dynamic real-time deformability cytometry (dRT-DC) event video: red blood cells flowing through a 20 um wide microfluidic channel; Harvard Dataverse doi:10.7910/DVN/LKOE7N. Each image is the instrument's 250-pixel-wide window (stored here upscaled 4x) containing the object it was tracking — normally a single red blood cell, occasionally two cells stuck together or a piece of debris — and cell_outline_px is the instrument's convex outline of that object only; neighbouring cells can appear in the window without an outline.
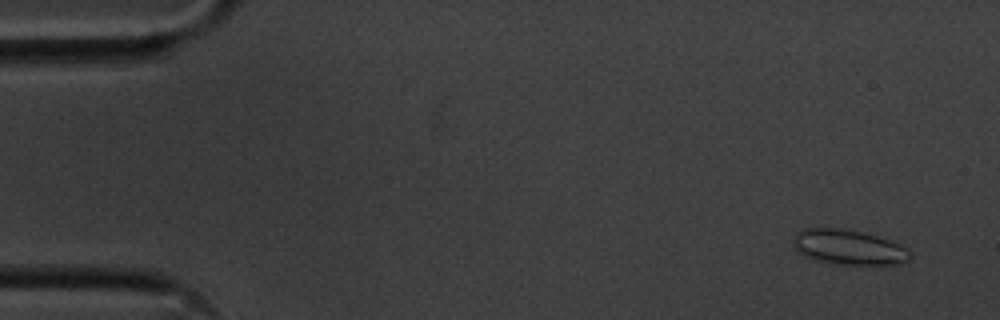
{"species": "common noctule bat (a hibernating species)", "species_latin": "Nyctalus noctula", "temperature_condition": "cold", "stored_images_in_passage": 54, "camera_frame_rate_fps": 3000, "um_per_image_px": 0.085, "animal": {"sex": "male", "body_mass_g": 20.1, "forearm_length_mm": 53.5}, "frame": {"image": 1, "passage_image": 1, "time_ms": 0.0, "image_size_px": [1000, 320], "cell_outline_px": [[912, 256], [908, 260], [900, 264], [836, 264], [816, 260], [804, 256], [792, 244], [792, 240], [796, 232], [804, 228], [840, 228], [860, 232], [876, 236], [888, 240], [904, 248]], "centroid_in_image_um": [72.06, 21.01], "position_along_channel_um": 12.9, "area_um2": 23.47}}
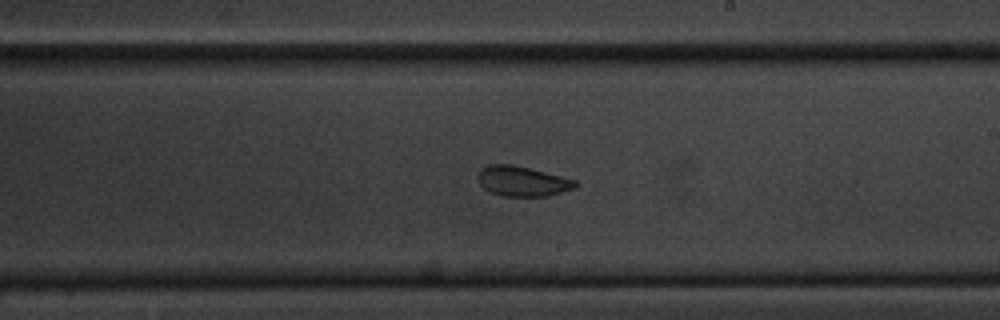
{"frame": {"image": 2, "passage_image": 30, "time_ms": 9.667, "image_size_px": [1000, 320], "cell_outline_px": [[580, 184], [576, 188], [548, 196], [504, 196], [488, 192], [480, 184], [480, 168], [488, 164], [512, 164], [576, 180]], "centroid_in_image_um": [44.43, 15.41], "position_along_channel_um": 244.6, "area_um2": 16.99}}
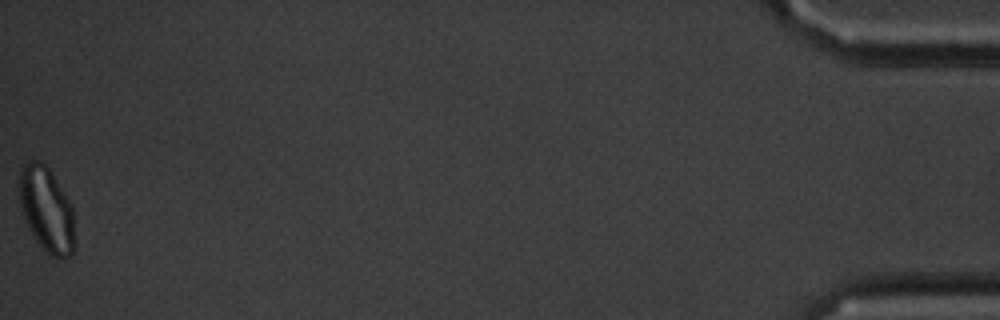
{"frame": {"image": 3, "passage_image": 54, "time_ms": 17.667, "image_size_px": [1000, 320], "cell_outline_px": [[76, 244], [72, 252], [64, 260], [52, 256], [36, 240], [28, 228], [24, 220], [20, 204], [20, 168], [28, 160], [40, 160], [52, 172], [68, 200], [72, 208]], "centroid_in_image_um": [3.97, 17.82], "position_along_channel_um": 431.2, "area_um2": 27.46}, "authors_computed_cell_mechanics": {"area_um2": 19.2763, "velocity_mm_per_s": 3.547, "shape_relaxation_time_tau1_ms": null, "shape_relaxation_time_tau2_ms": 2.2354, "deformation_change_tau1": null, "deformation_change_tau2": 0.0586}}